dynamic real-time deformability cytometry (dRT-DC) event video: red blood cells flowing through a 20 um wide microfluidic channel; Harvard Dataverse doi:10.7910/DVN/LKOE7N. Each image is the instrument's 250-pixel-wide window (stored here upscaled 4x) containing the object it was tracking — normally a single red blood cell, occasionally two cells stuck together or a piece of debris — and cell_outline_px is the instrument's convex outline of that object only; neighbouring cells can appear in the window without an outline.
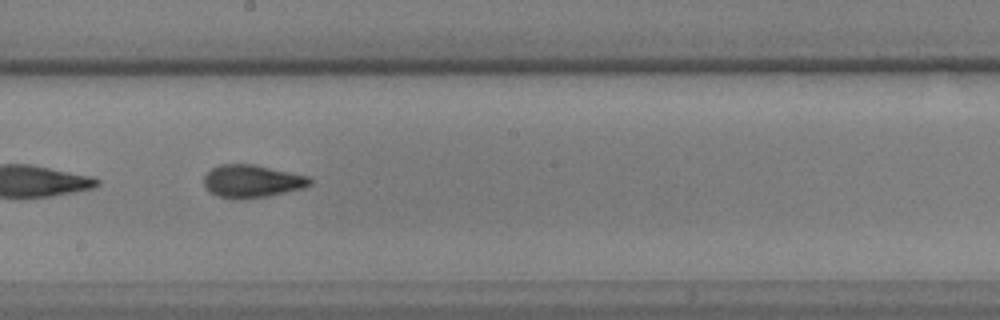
{"species": "common noctule bat (a hibernating species)", "species_latin": "Nyctalus noctula", "temperature_condition": "warm", "stored_images_in_passage": 42, "camera_frame_rate_fps": 3000, "um_per_image_px": 0.085, "animal": {"sex": "male", "body_mass_g": 17.9, "forearm_length_mm": 54.2}, "frame": {"image": 1, "passage_image": 24, "time_ms": 7.667, "image_size_px": [1000, 320], "cell_outline_px": [[312, 184], [304, 188], [268, 196], [236, 200], [232, 200], [216, 196], [208, 192], [204, 184], [204, 176], [212, 168], [220, 164], [252, 164], [308, 176], [312, 180]], "centroid_in_image_um": [21.39, 15.42], "position_along_channel_um": 226.8, "area_um2": 20.4}}